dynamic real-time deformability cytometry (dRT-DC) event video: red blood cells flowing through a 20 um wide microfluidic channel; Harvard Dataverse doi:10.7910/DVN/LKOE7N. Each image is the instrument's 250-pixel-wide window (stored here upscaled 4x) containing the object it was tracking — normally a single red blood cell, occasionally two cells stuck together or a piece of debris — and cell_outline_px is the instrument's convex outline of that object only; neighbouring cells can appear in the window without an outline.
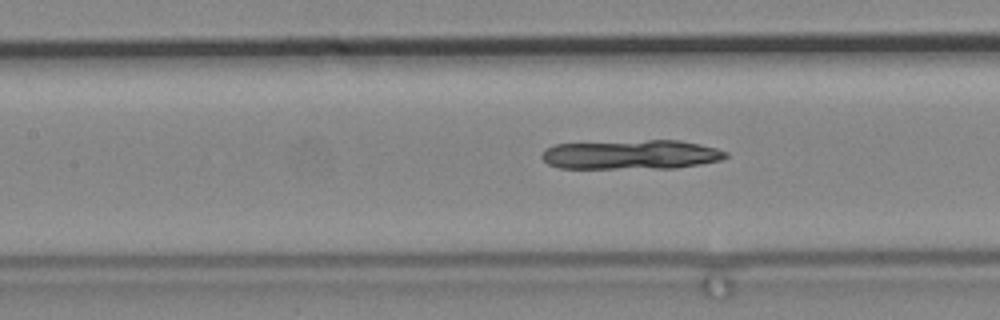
{"species": "common noctule bat (a hibernating species)", "species_latin": "Nyctalus noctula", "temperature_condition": "cold", "stored_images_in_passage": 86, "camera_frame_rate_fps": 3000, "um_per_image_px": 0.085, "animal": {"sex": "male", "body_mass_g": 19.2, "forearm_length_mm": 51.8}, "frame": {"image": 1, "passage_image": 48, "time_ms": 15.667, "image_size_px": [1000, 320], "cell_outline_px": [[728, 156], [720, 160], [700, 164], [676, 168], [560, 168], [548, 164], [540, 156], [544, 148], [556, 144], [648, 140], [680, 140], [700, 144], [716, 148], [728, 152]], "centroid_in_image_um": [53.65, 13.14], "position_along_channel_um": 153.8, "area_um2": 31.56}}
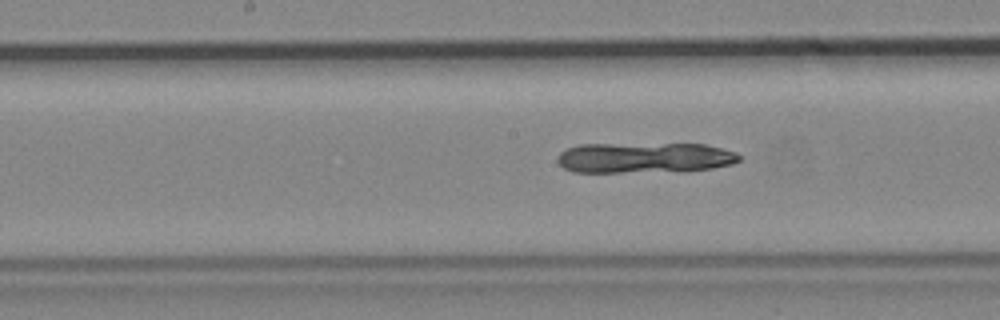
{"frame": {"image": 2, "passage_image": 52, "time_ms": 17.0, "image_size_px": [1000, 320], "cell_outline_px": [[740, 160], [732, 164], [712, 168], [684, 172], [572, 172], [564, 168], [556, 160], [556, 156], [560, 152], [568, 148], [580, 144], [704, 144], [736, 152], [740, 156]], "centroid_in_image_um": [54.78, 13.42], "position_along_channel_um": 193.4, "area_um2": 32.77}}
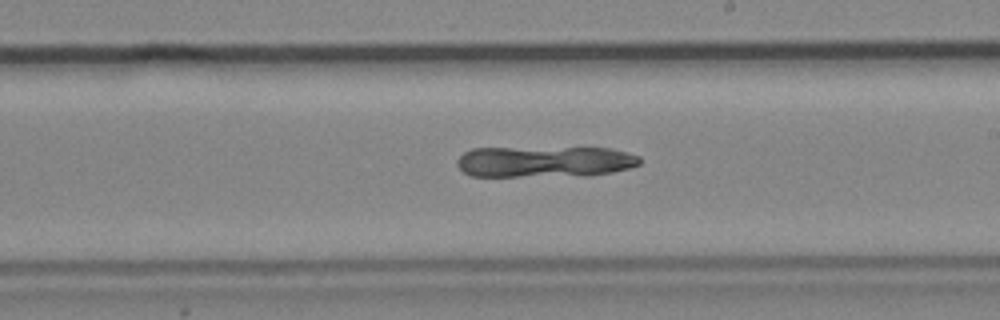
{"frame": {"image": 3, "passage_image": 57, "time_ms": 18.667, "image_size_px": [1000, 320], "cell_outline_px": [[640, 164], [628, 168], [612, 172], [588, 176], [472, 176], [464, 172], [456, 164], [456, 160], [464, 152], [472, 148], [612, 148], [628, 152], [640, 156]], "centroid_in_image_um": [46.31, 13.74], "position_along_channel_um": 242.7, "area_um2": 33.41}}